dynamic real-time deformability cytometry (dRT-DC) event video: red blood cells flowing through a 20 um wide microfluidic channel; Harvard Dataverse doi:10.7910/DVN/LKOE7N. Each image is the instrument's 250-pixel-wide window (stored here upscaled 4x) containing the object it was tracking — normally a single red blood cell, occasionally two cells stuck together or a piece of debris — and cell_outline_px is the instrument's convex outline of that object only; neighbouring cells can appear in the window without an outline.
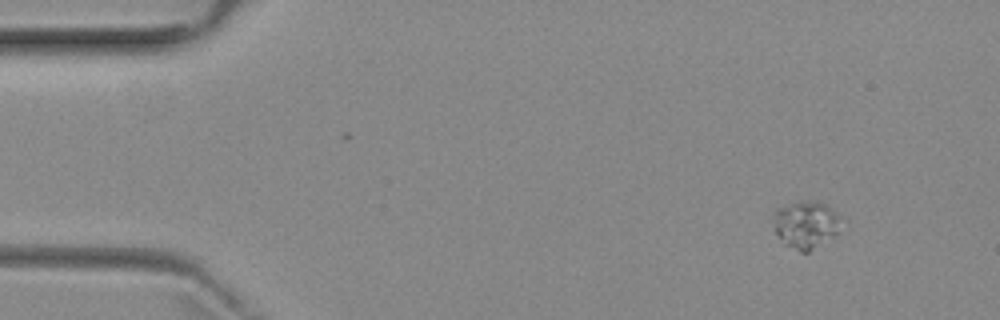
{"species": "common noctule bat (a hibernating species)", "species_latin": "Nyctalus noctula", "temperature_condition": "room temperature", "stored_images_in_passage": 2, "camera_frame_rate_fps": 3000, "um_per_image_px": 0.085, "animal": {"sex": "female", "body_mass_g": 29.2, "forearm_length_mm": 56.3}, "frame": {"image": 1, "passage_image": 1, "time_ms": 0.0, "image_size_px": [1000, 320], "cell_outline_px": [[848, 220], [840, 232], [808, 252], [800, 252], [784, 244], [776, 232], [776, 208], [792, 204], [824, 204]], "centroid_in_image_um": [68.63, 19.15], "position_along_channel_um": 16.4, "area_um2": 18.26}}